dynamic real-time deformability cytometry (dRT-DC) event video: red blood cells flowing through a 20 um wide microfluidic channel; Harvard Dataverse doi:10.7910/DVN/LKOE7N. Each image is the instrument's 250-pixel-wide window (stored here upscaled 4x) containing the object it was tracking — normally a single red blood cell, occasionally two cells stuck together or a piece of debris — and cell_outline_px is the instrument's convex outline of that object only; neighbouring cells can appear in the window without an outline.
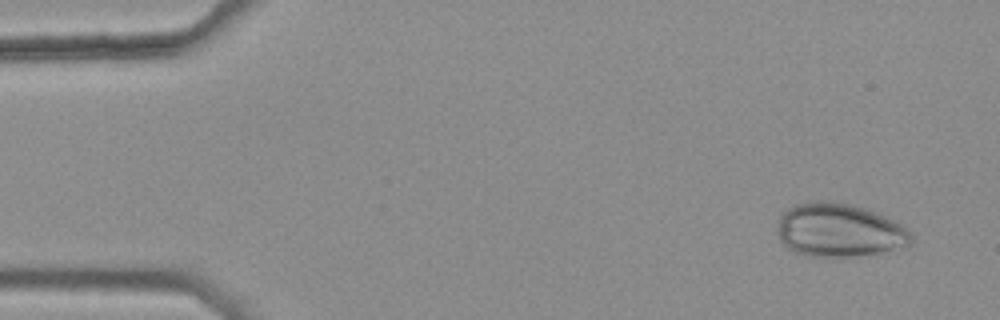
{"species": "common noctule bat (a hibernating species)", "species_latin": "Nyctalus noctula", "temperature_condition": "warm", "stored_images_in_passage": 4, "camera_frame_rate_fps": 3000, "um_per_image_px": 0.085, "animal": {"sex": "female", "body_mass_g": 25.1}, "frame": {"image": 1, "passage_image": 1, "time_ms": 0.0, "image_size_px": [1000, 320], "cell_outline_px": [[912, 240], [908, 244], [880, 252], [840, 260], [832, 260], [804, 256], [788, 248], [780, 240], [780, 216], [788, 208], [796, 204], [816, 200], [824, 200], [848, 204], [868, 208], [900, 224], [912, 232]], "centroid_in_image_um": [71.32, 19.61], "position_along_channel_um": 13.7, "area_um2": 42.19}}